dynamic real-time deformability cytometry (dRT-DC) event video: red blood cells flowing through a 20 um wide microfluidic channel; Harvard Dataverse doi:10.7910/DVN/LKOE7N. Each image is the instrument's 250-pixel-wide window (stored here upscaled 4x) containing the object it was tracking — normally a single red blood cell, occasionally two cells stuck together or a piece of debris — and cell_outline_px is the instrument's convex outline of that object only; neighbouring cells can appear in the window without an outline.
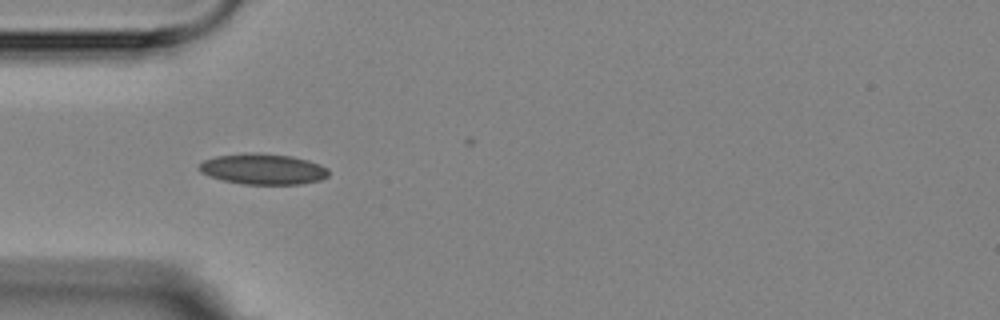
{"species": "Egyptian fruit bat (a non-hibernating species)", "species_latin": "Rousettus aegyptiacus", "temperature_condition": "room temperature", "stored_images_in_passage": 13, "camera_frame_rate_fps": 3000, "um_per_image_px": 0.085, "animal": {"sex": "female"}, "frame": {"image": 1, "passage_image": 4, "time_ms": 3.333, "image_size_px": [1000, 320], "cell_outline_px": [[328, 176], [320, 180], [300, 184], [244, 184], [224, 180], [208, 176], [200, 172], [196, 168], [204, 160], [216, 156], [244, 152], [260, 152], [292, 156], [308, 160], [320, 164], [328, 168]], "centroid_in_image_um": [22.34, 14.35], "position_along_channel_um": 62.7, "area_um2": 23.47}}
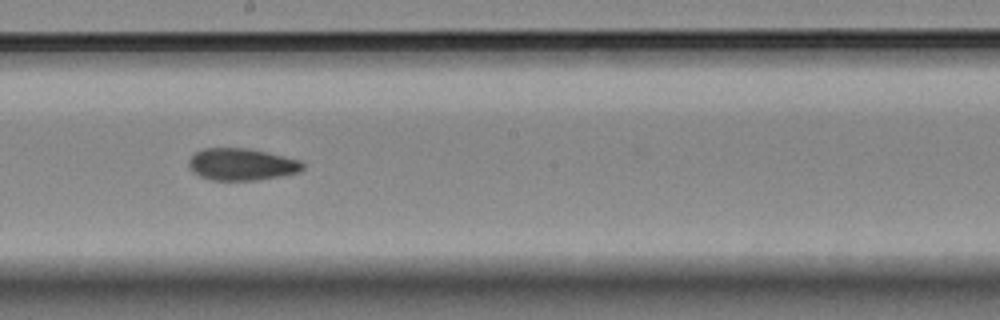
{"frame": {"image": 2, "passage_image": 8, "time_ms": 8.0, "image_size_px": [1000, 320], "cell_outline_px": [[304, 168], [300, 172], [280, 176], [256, 180], [212, 180], [200, 176], [192, 172], [188, 164], [188, 160], [196, 152], [204, 148], [248, 148], [300, 160], [304, 164]], "centroid_in_image_um": [20.53, 13.97], "position_along_channel_um": 227.7, "area_um2": 21.21}}
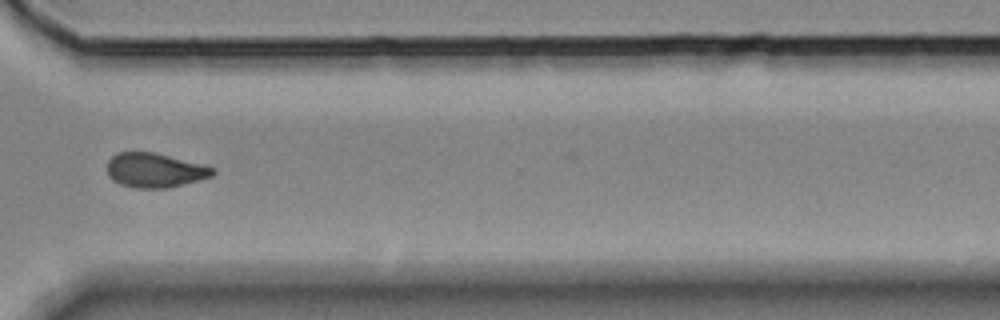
{"frame": {"image": 3, "passage_image": 11, "time_ms": 11.667, "image_size_px": [1000, 320], "cell_outline_px": [[216, 172], [212, 176], [168, 188], [132, 188], [120, 184], [112, 180], [108, 176], [108, 160], [116, 152], [152, 152], [200, 164], [212, 168]], "centroid_in_image_um": [13.1, 14.48], "position_along_channel_um": 357.5, "area_um2": 20.92}, "authors_computed_cell_mechanics": {"area_um2": 21.2126, "velocity_mm_per_s": 3.5507, "shape_relaxation_time_tau1_ms": 11.1347, "shape_relaxation_time_tau2_ms": 8.0185, "deformation_change_tau1": 0.2051, "deformation_change_tau2": 0.0925}}